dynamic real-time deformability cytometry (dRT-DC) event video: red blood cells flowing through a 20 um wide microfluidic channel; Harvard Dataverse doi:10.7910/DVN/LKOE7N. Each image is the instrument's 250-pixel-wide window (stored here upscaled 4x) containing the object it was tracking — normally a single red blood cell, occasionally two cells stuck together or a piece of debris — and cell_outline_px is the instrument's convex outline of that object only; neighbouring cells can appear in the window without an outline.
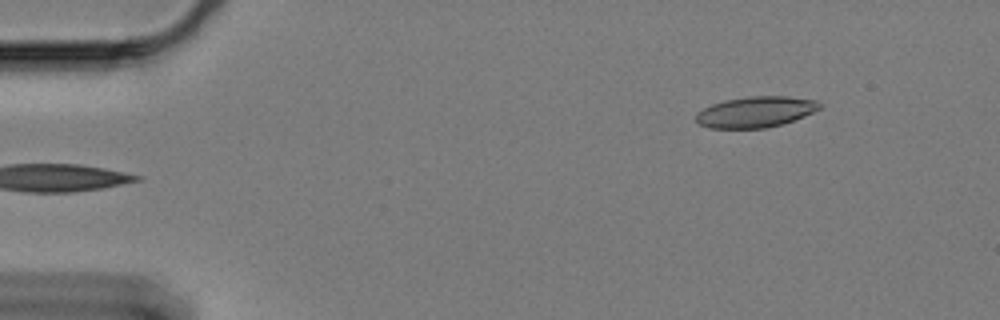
{"species": "Egyptian fruit bat (a non-hibernating species)", "species_latin": "Rousettus aegyptiacus", "temperature_condition": "cold", "stored_images_in_passage": 55, "camera_frame_rate_fps": 3000, "um_per_image_px": 0.085, "animal": {"sex": "female"}, "frame": {"image": 1, "passage_image": 1, "time_ms": 0.0, "image_size_px": [1000, 320], "cell_outline_px": [[820, 108], [804, 116], [780, 124], [764, 128], [712, 128], [700, 124], [696, 120], [696, 116], [704, 108], [712, 104], [724, 100], [752, 96], [788, 96], [816, 100], [820, 104]], "centroid_in_image_um": [64.23, 9.5], "position_along_channel_um": 20.8, "area_um2": 21.85}}
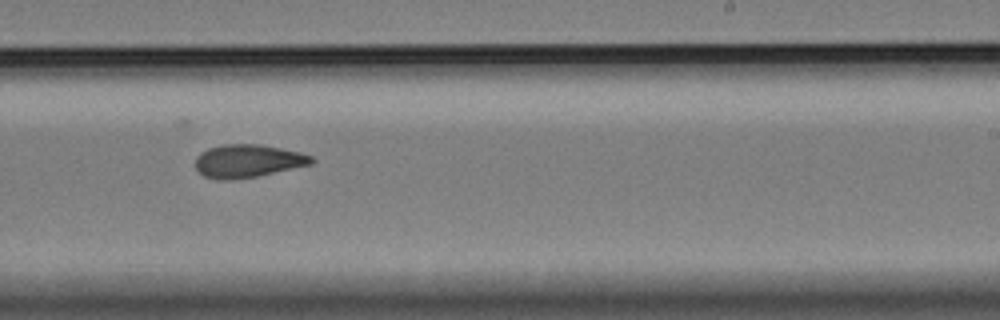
{"frame": {"image": 2, "passage_image": 31, "time_ms": 10.0, "image_size_px": [1000, 320], "cell_outline_px": [[316, 160], [312, 164], [256, 176], [232, 180], [216, 180], [204, 176], [196, 168], [196, 156], [200, 152], [208, 148], [224, 144], [260, 144], [300, 152], [312, 156]], "centroid_in_image_um": [21.05, 13.68], "position_along_channel_um": 267.9, "area_um2": 22.37}}
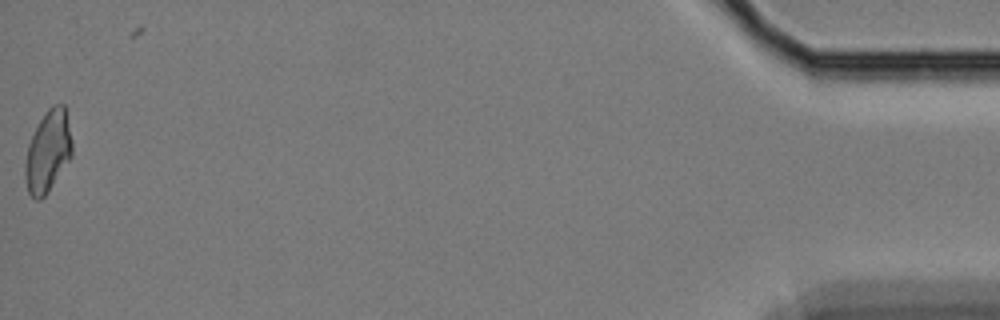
{"frame": {"image": 3, "passage_image": 54, "time_ms": 17.667, "image_size_px": [1000, 320], "cell_outline_px": [[72, 156], [48, 192], [40, 200], [36, 200], [28, 192], [24, 176], [24, 164], [28, 144], [40, 120], [48, 108], [52, 104], [64, 104], [72, 140]], "centroid_in_image_um": [4.07, 12.88], "position_along_channel_um": 431.1, "area_um2": 22.31}, "authors_computed_cell_mechanics": {"area_um2": 22.1952, "velocity_mm_per_s": 3.3246, "shape_relaxation_time_tau1_ms": 8.7171, "shape_relaxation_time_tau2_ms": 4.9985, "deformation_change_tau1": 0.1702, "deformation_change_tau2": 0.1073}}